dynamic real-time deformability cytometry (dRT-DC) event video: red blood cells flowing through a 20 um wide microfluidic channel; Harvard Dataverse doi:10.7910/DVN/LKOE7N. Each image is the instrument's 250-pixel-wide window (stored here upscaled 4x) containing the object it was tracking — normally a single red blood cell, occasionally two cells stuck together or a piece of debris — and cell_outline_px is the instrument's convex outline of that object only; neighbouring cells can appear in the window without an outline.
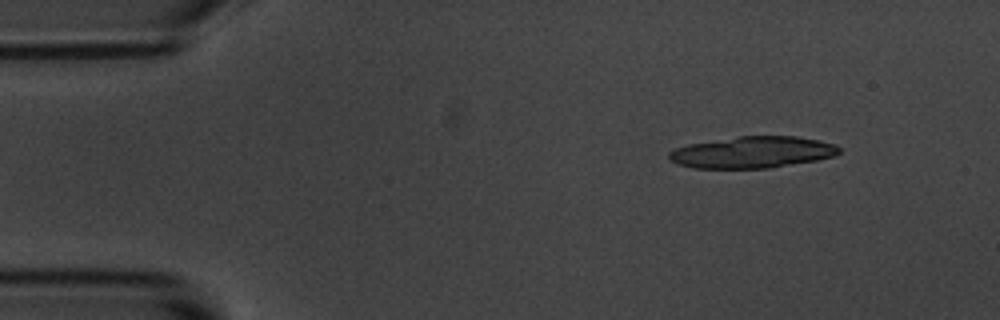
{"species": "common noctule bat (a hibernating species)", "species_latin": "Nyctalus noctula", "temperature_condition": "room temperature", "stored_images_in_passage": 6, "camera_frame_rate_fps": 3000, "um_per_image_px": 0.085, "animal": {"sex": "male", "body_mass_g": 20.1, "forearm_length_mm": 53.5}, "frame": {"image": 1, "passage_image": 2, "time_ms": 1.333, "image_size_px": [1000, 320], "cell_outline_px": [[840, 152], [836, 156], [816, 160], [768, 168], [692, 168], [676, 164], [668, 156], [668, 152], [676, 148], [688, 144], [740, 136], [796, 136], [816, 140], [832, 144], [840, 148]], "centroid_in_image_um": [63.93, 12.95], "position_along_channel_um": 21.1, "area_um2": 31.1}}